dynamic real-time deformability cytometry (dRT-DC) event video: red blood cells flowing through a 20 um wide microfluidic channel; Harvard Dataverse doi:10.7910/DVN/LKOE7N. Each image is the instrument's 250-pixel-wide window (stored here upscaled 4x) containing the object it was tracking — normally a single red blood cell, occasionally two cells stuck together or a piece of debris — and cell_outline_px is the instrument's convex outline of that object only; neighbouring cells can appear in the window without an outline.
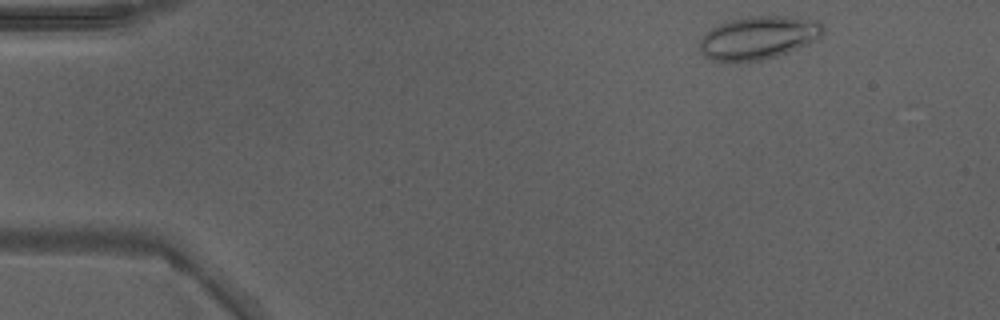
{"species": "Egyptian fruit bat (a non-hibernating species)", "species_latin": "Rousettus aegyptiacus", "temperature_condition": "warm", "stored_images_in_passage": 8, "camera_frame_rate_fps": 3000, "um_per_image_px": 0.085, "animal": {"sex": "male"}, "frame": {"image": 1, "passage_image": 2, "time_ms": 0.333, "image_size_px": [1000, 320], "cell_outline_px": [[824, 32], [816, 40], [788, 52], [776, 56], [760, 60], [736, 64], [732, 64], [712, 60], [704, 56], [700, 52], [700, 40], [712, 28], [720, 24], [732, 20], [752, 16], [784, 16], [820, 20], [824, 28]], "centroid_in_image_um": [64.46, 3.24], "position_along_channel_um": 20.5, "area_um2": 31.21}}